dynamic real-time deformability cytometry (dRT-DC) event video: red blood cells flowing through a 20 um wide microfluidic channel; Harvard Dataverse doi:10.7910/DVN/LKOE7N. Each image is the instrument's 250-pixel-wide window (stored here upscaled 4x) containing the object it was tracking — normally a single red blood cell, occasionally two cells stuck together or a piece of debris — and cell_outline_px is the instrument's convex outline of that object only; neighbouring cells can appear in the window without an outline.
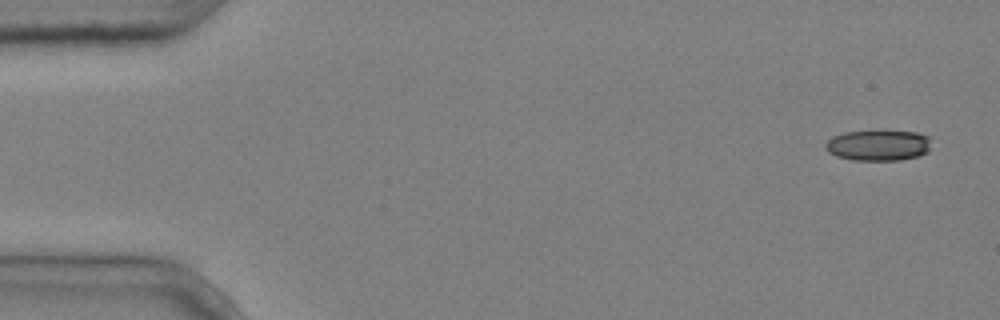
{"species": "common noctule bat (a hibernating species)", "species_latin": "Nyctalus noctula", "temperature_condition": "cold", "stored_images_in_passage": 6, "camera_frame_rate_fps": 3000, "um_per_image_px": 0.085, "animal": {"sex": "male", "body_mass_g": 20.4}, "frame": {"image": 1, "passage_image": 1, "time_ms": 0.0, "image_size_px": [1000, 320], "cell_outline_px": [[928, 152], [920, 156], [900, 160], [852, 160], [836, 156], [828, 152], [824, 148], [824, 144], [832, 136], [844, 132], [916, 132], [928, 136]], "centroid_in_image_um": [74.6, 12.37], "position_along_channel_um": 10.4, "area_um2": 18.73}}
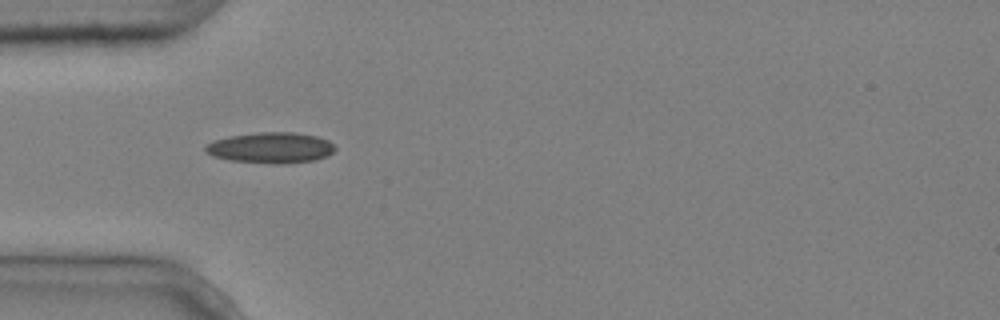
{"frame": {"image": 2, "passage_image": 5, "time_ms": 1.333, "image_size_px": [1000, 320], "cell_outline_px": [[336, 148], [328, 156], [316, 160], [284, 164], [272, 164], [228, 160], [212, 156], [204, 148], [204, 144], [212, 140], [228, 136], [260, 132], [292, 132], [316, 136], [328, 140]], "centroid_in_image_um": [22.99, 12.56], "position_along_channel_um": 62.0, "area_um2": 23.52}}